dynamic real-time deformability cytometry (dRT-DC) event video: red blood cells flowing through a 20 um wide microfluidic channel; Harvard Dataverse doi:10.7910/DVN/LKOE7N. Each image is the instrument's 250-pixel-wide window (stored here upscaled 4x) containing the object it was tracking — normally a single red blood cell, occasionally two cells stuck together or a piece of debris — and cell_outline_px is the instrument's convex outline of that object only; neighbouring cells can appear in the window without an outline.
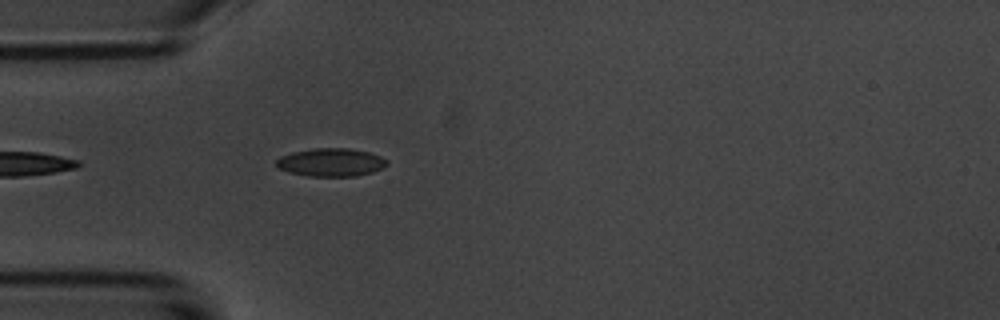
{"species": "common noctule bat (a hibernating species)", "species_latin": "Nyctalus noctula", "temperature_condition": "room temperature", "stored_images_in_passage": 1, "camera_frame_rate_fps": 3000, "um_per_image_px": 0.085, "animal": {"sex": "male", "body_mass_g": 20.1, "forearm_length_mm": 53.5}, "frame": {"image": 1, "passage_image": 1, "time_ms": 0.0, "image_size_px": [1000, 320], "cell_outline_px": [[388, 164], [384, 168], [372, 172], [356, 176], [308, 176], [288, 172], [280, 168], [276, 164], [276, 160], [280, 156], [292, 152], [312, 148], [348, 148], [368, 152], [380, 156], [388, 160]], "centroid_in_image_um": [28.15, 13.79], "position_along_channel_um": 56.9, "area_um2": 18.21}}